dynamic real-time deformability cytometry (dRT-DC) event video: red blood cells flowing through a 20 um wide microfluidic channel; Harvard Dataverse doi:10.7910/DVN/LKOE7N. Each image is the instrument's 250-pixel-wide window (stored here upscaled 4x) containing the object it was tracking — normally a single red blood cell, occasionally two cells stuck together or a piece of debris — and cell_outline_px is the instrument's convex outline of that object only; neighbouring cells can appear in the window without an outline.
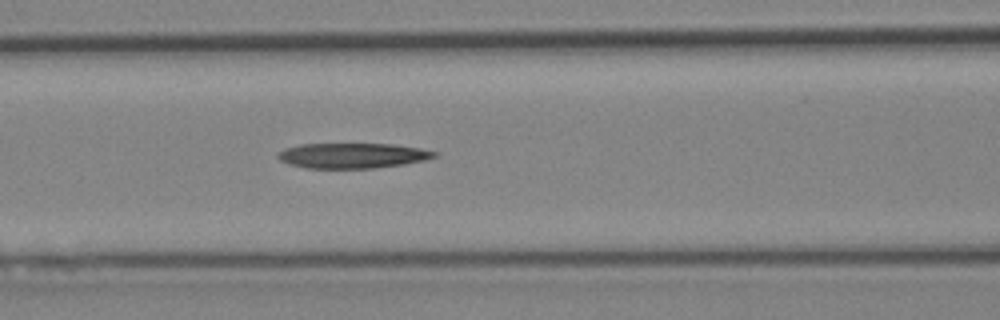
{"species": "Egyptian fruit bat (a non-hibernating species)", "species_latin": "Rousettus aegyptiacus", "temperature_condition": "cold", "stored_images_in_passage": 8, "camera_frame_rate_fps": 3000, "um_per_image_px": 0.085, "animal": {"sex": "female"}, "frame": {"image": 1, "passage_image": 8, "time_ms": 8.667, "image_size_px": [1000, 320], "cell_outline_px": [[436, 156], [424, 160], [404, 164], [372, 168], [308, 168], [288, 164], [280, 160], [276, 156], [276, 152], [284, 148], [300, 144], [392, 144], [420, 148], [436, 152]], "centroid_in_image_um": [29.9, 13.22], "position_along_channel_um": 136.7, "area_um2": 22.95}}